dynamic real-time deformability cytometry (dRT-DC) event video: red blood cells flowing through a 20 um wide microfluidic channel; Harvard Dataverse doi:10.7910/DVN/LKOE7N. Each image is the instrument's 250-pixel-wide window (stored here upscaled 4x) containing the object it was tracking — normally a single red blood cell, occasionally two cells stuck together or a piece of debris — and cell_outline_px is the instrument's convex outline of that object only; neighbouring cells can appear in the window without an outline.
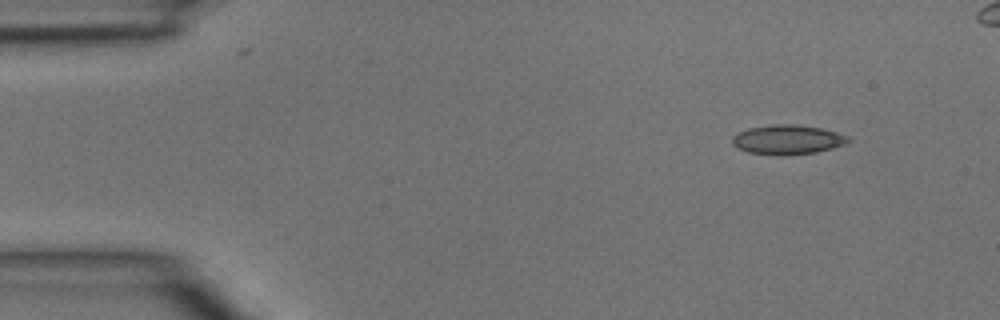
{"species": "common noctule bat (a hibernating species)", "species_latin": "Nyctalus noctula", "temperature_condition": "room temperature", "stored_images_in_passage": 4, "camera_frame_rate_fps": 3000, "um_per_image_px": 0.085, "animal": {"sex": "male", "body_mass_g": 15.6}, "frame": {"image": 1, "passage_image": 1, "time_ms": 0.0, "image_size_px": [1000, 320], "cell_outline_px": [[852, 140], [844, 144], [832, 148], [816, 152], [780, 156], [748, 152], [736, 148], [732, 144], [732, 136], [748, 128], [776, 124], [796, 124], [820, 128], [836, 132], [848, 136]], "centroid_in_image_um": [66.93, 11.87], "position_along_channel_um": 18.1, "area_um2": 19.94}}